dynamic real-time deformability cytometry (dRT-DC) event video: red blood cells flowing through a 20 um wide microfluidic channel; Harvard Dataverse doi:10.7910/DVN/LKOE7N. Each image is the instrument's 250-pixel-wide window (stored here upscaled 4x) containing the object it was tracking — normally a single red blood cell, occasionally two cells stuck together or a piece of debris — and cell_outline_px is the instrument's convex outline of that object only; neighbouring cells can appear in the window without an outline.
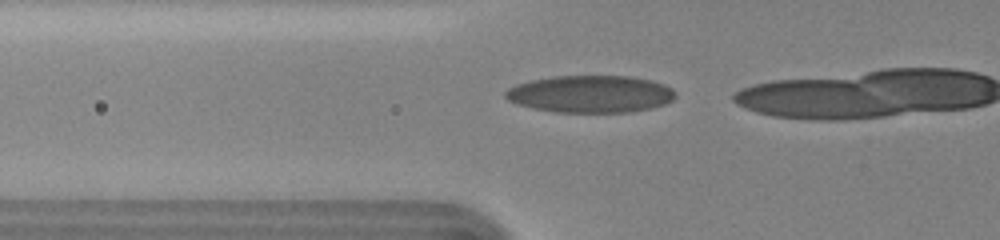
{"species": "human", "species_latin": "Homo sapiens", "temperature_condition": "cold", "stored_images_in_passage": 18, "camera_frame_rate_fps": 3000, "um_per_image_px": 0.085, "donor": {"sex": "female"}, "frame": {"image": 1, "passage_image": 12, "time_ms": 3.667, "image_size_px": [1000, 240], "cell_outline_px": [[676, 96], [672, 100], [664, 104], [652, 108], [632, 112], [556, 112], [532, 108], [516, 104], [508, 100], [504, 96], [504, 92], [508, 88], [516, 84], [532, 80], [552, 76], [632, 76], [652, 80], [664, 84], [672, 88], [676, 92]], "centroid_in_image_um": [50.2, 7.99], "position_along_channel_um": 75.6, "area_um2": 37.17}}